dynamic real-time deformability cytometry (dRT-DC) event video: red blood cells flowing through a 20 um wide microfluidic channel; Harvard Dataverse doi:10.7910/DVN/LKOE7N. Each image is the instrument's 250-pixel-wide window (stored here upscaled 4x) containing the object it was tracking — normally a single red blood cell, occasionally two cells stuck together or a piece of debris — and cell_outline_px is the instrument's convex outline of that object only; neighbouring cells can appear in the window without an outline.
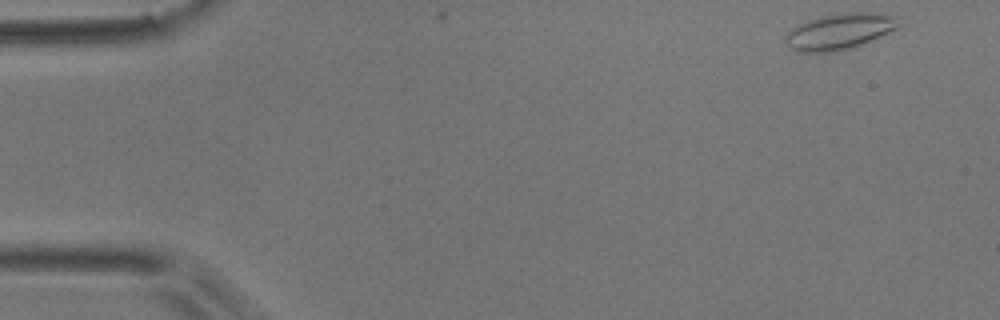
{"species": "common noctule bat (a hibernating species)", "species_latin": "Nyctalus noctula", "temperature_condition": "room temperature", "stored_images_in_passage": 4, "camera_frame_rate_fps": 3000, "um_per_image_px": 0.085, "animal": {"sex": "male", "body_mass_g": 17.9}, "frame": {"image": 1, "passage_image": 1, "time_ms": 0.0, "image_size_px": [1000, 320], "cell_outline_px": [[908, 24], [872, 40], [852, 48], [832, 52], [796, 52], [784, 40], [784, 36], [792, 28], [808, 20], [820, 16], [840, 12], [872, 12], [900, 16]], "centroid_in_image_um": [71.49, 2.64], "position_along_channel_um": 13.5, "area_um2": 24.45}}